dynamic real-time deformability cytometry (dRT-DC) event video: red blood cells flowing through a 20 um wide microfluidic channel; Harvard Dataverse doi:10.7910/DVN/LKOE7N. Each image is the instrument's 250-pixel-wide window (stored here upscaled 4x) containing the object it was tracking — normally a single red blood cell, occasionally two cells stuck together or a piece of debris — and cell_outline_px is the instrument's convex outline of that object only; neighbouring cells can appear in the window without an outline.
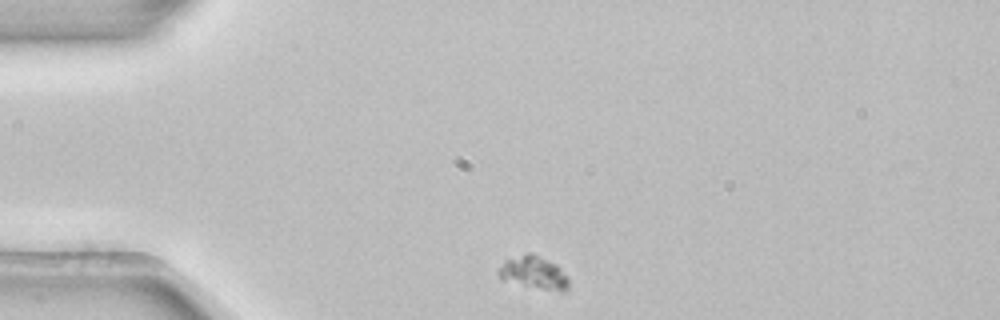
{"species": "common noctule bat (a hibernating species)", "species_latin": "Nyctalus noctula", "temperature_condition": "room temperature", "stored_images_in_passage": 44, "camera_frame_rate_fps": 3000, "um_per_image_px": 0.085, "animal": {"sex": "female", "body_mass_g": 22.7, "forearm_length_mm": 54.2}, "frame": {"image": 1, "passage_image": 1, "time_ms": 0.0, "image_size_px": [1000, 320], "cell_outline_px": [[568, 292], [560, 292], [500, 280], [500, 264], [504, 260], [528, 252], [532, 252], [556, 264], [568, 276]], "centroid_in_image_um": [45.4, 23.17], "position_along_channel_um": 39.6, "area_um2": 13.47}}
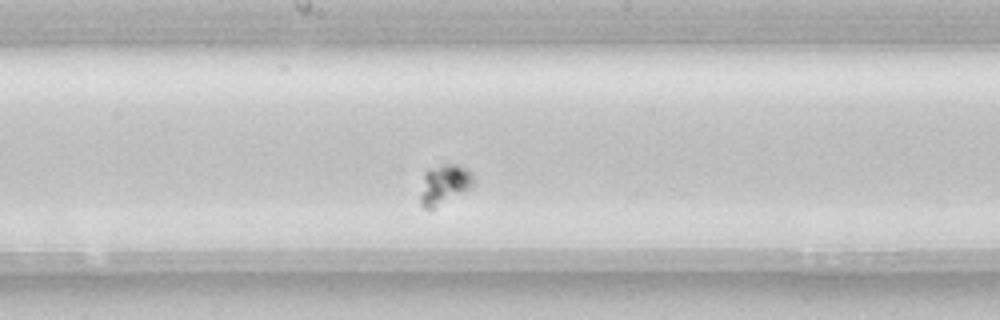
{"frame": {"image": 2, "passage_image": 18, "time_ms": 5.667, "image_size_px": [1000, 320], "cell_outline_px": [[476, 184], [472, 188], [432, 208], [424, 208], [420, 204], [420, 196], [424, 172], [428, 168], [444, 164], [456, 164], [468, 168], [472, 172]], "centroid_in_image_um": [37.8, 15.64], "position_along_channel_um": 210.4, "area_um2": 12.48}}
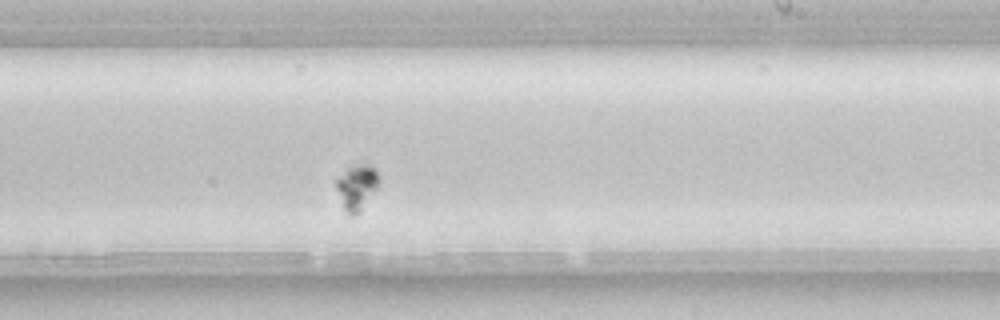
{"frame": {"image": 3, "passage_image": 22, "time_ms": 7.0, "image_size_px": [1000, 320], "cell_outline_px": [[380, 176], [376, 188], [360, 212], [348, 212], [344, 208], [336, 188], [336, 180], [348, 168], [360, 164], [368, 164], [376, 168]], "centroid_in_image_um": [30.36, 15.85], "position_along_channel_um": 258.6, "area_um2": 10.75}}